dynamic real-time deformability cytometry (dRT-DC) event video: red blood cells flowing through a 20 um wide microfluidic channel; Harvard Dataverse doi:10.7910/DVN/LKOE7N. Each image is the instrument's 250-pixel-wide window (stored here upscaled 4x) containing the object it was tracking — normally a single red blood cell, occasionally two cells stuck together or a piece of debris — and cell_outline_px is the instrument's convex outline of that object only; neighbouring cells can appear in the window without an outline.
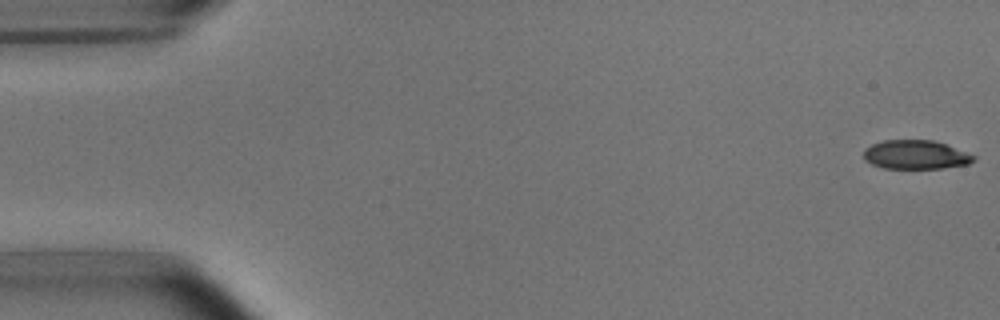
{"species": "common noctule bat (a hibernating species)", "species_latin": "Nyctalus noctula", "temperature_condition": "room temperature", "stored_images_in_passage": 5, "camera_frame_rate_fps": 3000, "um_per_image_px": 0.085, "animal": {"sex": "male", "body_mass_g": 15.6}, "frame": {"image": 1, "passage_image": 1, "time_ms": 0.0, "image_size_px": [1000, 320], "cell_outline_px": [[976, 160], [968, 164], [944, 168], [884, 168], [872, 164], [864, 160], [864, 148], [872, 144], [884, 140], [932, 140], [944, 144], [976, 156]], "centroid_in_image_um": [77.81, 13.15], "position_along_channel_um": 7.2, "area_um2": 18.44}}
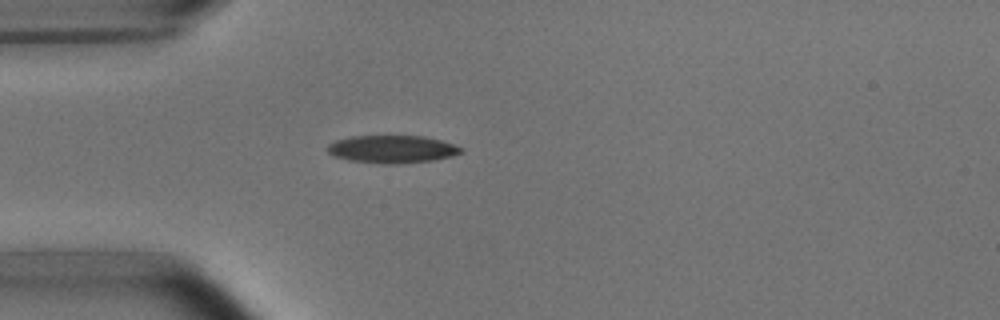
{"frame": {"image": 2, "passage_image": 5, "time_ms": 4.667, "image_size_px": [1000, 320], "cell_outline_px": [[464, 152], [452, 156], [432, 160], [396, 164], [384, 164], [348, 160], [332, 156], [328, 152], [328, 144], [336, 140], [352, 136], [424, 136], [440, 140], [464, 148]], "centroid_in_image_um": [33.33, 12.68], "position_along_channel_um": 51.7, "area_um2": 21.56}}